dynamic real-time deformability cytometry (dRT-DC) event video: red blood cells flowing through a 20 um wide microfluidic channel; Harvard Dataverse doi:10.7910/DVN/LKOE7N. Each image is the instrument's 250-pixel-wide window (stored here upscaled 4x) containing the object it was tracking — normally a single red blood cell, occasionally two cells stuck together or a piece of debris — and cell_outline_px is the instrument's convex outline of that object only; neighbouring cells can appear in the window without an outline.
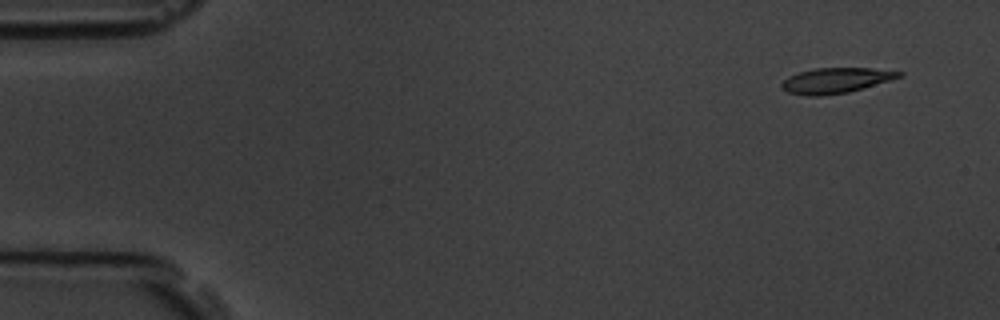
{"species": "common noctule bat (a hibernating species)", "species_latin": "Nyctalus noctula", "temperature_condition": "room temperature", "stored_images_in_passage": 5, "camera_frame_rate_fps": 3000, "um_per_image_px": 0.085, "animal": {"sex": "male", "body_mass_g": 19.5, "forearm_length_mm": 54.6}, "frame": {"image": 1, "passage_image": 1, "time_ms": 0.0, "image_size_px": [1000, 320], "cell_outline_px": [[904, 76], [848, 92], [820, 96], [808, 96], [788, 92], [780, 88], [780, 84], [788, 76], [800, 72], [816, 68], [872, 68], [904, 72]], "centroid_in_image_um": [71.03, 6.84], "position_along_channel_um": 14.0, "area_um2": 17.28}}
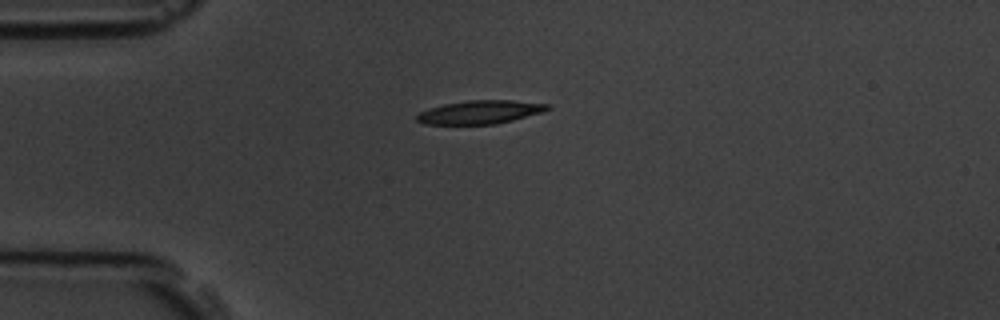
{"frame": {"image": 2, "passage_image": 4, "time_ms": 3.333, "image_size_px": [1000, 320], "cell_outline_px": [[552, 108], [544, 112], [496, 124], [424, 124], [416, 120], [416, 116], [420, 112], [428, 108], [444, 104], [468, 100], [512, 100], [552, 104]], "centroid_in_image_um": [40.85, 9.52], "position_along_channel_um": 44.1, "area_um2": 17.98}}